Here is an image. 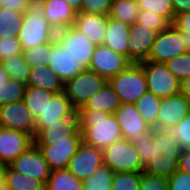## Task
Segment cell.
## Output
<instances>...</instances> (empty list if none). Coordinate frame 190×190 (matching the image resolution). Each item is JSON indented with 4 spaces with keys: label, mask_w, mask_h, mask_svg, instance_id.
I'll list each match as a JSON object with an SVG mask.
<instances>
[{
    "label": "cell",
    "mask_w": 190,
    "mask_h": 190,
    "mask_svg": "<svg viewBox=\"0 0 190 190\" xmlns=\"http://www.w3.org/2000/svg\"><path fill=\"white\" fill-rule=\"evenodd\" d=\"M161 101V98L147 91L135 103L140 115L152 128L157 129V116Z\"/></svg>",
    "instance_id": "cell-31"
},
{
    "label": "cell",
    "mask_w": 190,
    "mask_h": 190,
    "mask_svg": "<svg viewBox=\"0 0 190 190\" xmlns=\"http://www.w3.org/2000/svg\"><path fill=\"white\" fill-rule=\"evenodd\" d=\"M22 52L21 43L17 37L0 38V62Z\"/></svg>",
    "instance_id": "cell-43"
},
{
    "label": "cell",
    "mask_w": 190,
    "mask_h": 190,
    "mask_svg": "<svg viewBox=\"0 0 190 190\" xmlns=\"http://www.w3.org/2000/svg\"><path fill=\"white\" fill-rule=\"evenodd\" d=\"M4 166L0 165V190H6L5 178L3 176Z\"/></svg>",
    "instance_id": "cell-53"
},
{
    "label": "cell",
    "mask_w": 190,
    "mask_h": 190,
    "mask_svg": "<svg viewBox=\"0 0 190 190\" xmlns=\"http://www.w3.org/2000/svg\"><path fill=\"white\" fill-rule=\"evenodd\" d=\"M8 79H9V76L6 73L3 65L0 63V83H3V82H5Z\"/></svg>",
    "instance_id": "cell-51"
},
{
    "label": "cell",
    "mask_w": 190,
    "mask_h": 190,
    "mask_svg": "<svg viewBox=\"0 0 190 190\" xmlns=\"http://www.w3.org/2000/svg\"><path fill=\"white\" fill-rule=\"evenodd\" d=\"M180 93L190 101V75L180 81Z\"/></svg>",
    "instance_id": "cell-50"
},
{
    "label": "cell",
    "mask_w": 190,
    "mask_h": 190,
    "mask_svg": "<svg viewBox=\"0 0 190 190\" xmlns=\"http://www.w3.org/2000/svg\"><path fill=\"white\" fill-rule=\"evenodd\" d=\"M6 190H45V185L31 176L14 171L9 165L4 166Z\"/></svg>",
    "instance_id": "cell-27"
},
{
    "label": "cell",
    "mask_w": 190,
    "mask_h": 190,
    "mask_svg": "<svg viewBox=\"0 0 190 190\" xmlns=\"http://www.w3.org/2000/svg\"><path fill=\"white\" fill-rule=\"evenodd\" d=\"M55 38L68 49L87 69L96 45L73 25L56 31Z\"/></svg>",
    "instance_id": "cell-15"
},
{
    "label": "cell",
    "mask_w": 190,
    "mask_h": 190,
    "mask_svg": "<svg viewBox=\"0 0 190 190\" xmlns=\"http://www.w3.org/2000/svg\"><path fill=\"white\" fill-rule=\"evenodd\" d=\"M45 190H83V182L66 168L52 170L47 179Z\"/></svg>",
    "instance_id": "cell-30"
},
{
    "label": "cell",
    "mask_w": 190,
    "mask_h": 190,
    "mask_svg": "<svg viewBox=\"0 0 190 190\" xmlns=\"http://www.w3.org/2000/svg\"><path fill=\"white\" fill-rule=\"evenodd\" d=\"M139 13L137 0H112L108 16L131 26L136 23Z\"/></svg>",
    "instance_id": "cell-29"
},
{
    "label": "cell",
    "mask_w": 190,
    "mask_h": 190,
    "mask_svg": "<svg viewBox=\"0 0 190 190\" xmlns=\"http://www.w3.org/2000/svg\"><path fill=\"white\" fill-rule=\"evenodd\" d=\"M69 115H77L70 99L62 91L48 99L43 113L35 119V133L49 124L60 123L61 119Z\"/></svg>",
    "instance_id": "cell-19"
},
{
    "label": "cell",
    "mask_w": 190,
    "mask_h": 190,
    "mask_svg": "<svg viewBox=\"0 0 190 190\" xmlns=\"http://www.w3.org/2000/svg\"><path fill=\"white\" fill-rule=\"evenodd\" d=\"M26 85L41 87L55 94L63 91V82L47 65L31 68Z\"/></svg>",
    "instance_id": "cell-26"
},
{
    "label": "cell",
    "mask_w": 190,
    "mask_h": 190,
    "mask_svg": "<svg viewBox=\"0 0 190 190\" xmlns=\"http://www.w3.org/2000/svg\"><path fill=\"white\" fill-rule=\"evenodd\" d=\"M141 172H115L111 190H139Z\"/></svg>",
    "instance_id": "cell-38"
},
{
    "label": "cell",
    "mask_w": 190,
    "mask_h": 190,
    "mask_svg": "<svg viewBox=\"0 0 190 190\" xmlns=\"http://www.w3.org/2000/svg\"><path fill=\"white\" fill-rule=\"evenodd\" d=\"M167 182L168 190H190V173L177 169L167 178Z\"/></svg>",
    "instance_id": "cell-46"
},
{
    "label": "cell",
    "mask_w": 190,
    "mask_h": 190,
    "mask_svg": "<svg viewBox=\"0 0 190 190\" xmlns=\"http://www.w3.org/2000/svg\"><path fill=\"white\" fill-rule=\"evenodd\" d=\"M190 113V101L181 93L163 98L157 116V129L171 130Z\"/></svg>",
    "instance_id": "cell-17"
},
{
    "label": "cell",
    "mask_w": 190,
    "mask_h": 190,
    "mask_svg": "<svg viewBox=\"0 0 190 190\" xmlns=\"http://www.w3.org/2000/svg\"><path fill=\"white\" fill-rule=\"evenodd\" d=\"M121 104H135L148 91L141 63L131 62L122 72L108 80Z\"/></svg>",
    "instance_id": "cell-4"
},
{
    "label": "cell",
    "mask_w": 190,
    "mask_h": 190,
    "mask_svg": "<svg viewBox=\"0 0 190 190\" xmlns=\"http://www.w3.org/2000/svg\"><path fill=\"white\" fill-rule=\"evenodd\" d=\"M172 25L181 32L187 52H190V12L174 16Z\"/></svg>",
    "instance_id": "cell-45"
},
{
    "label": "cell",
    "mask_w": 190,
    "mask_h": 190,
    "mask_svg": "<svg viewBox=\"0 0 190 190\" xmlns=\"http://www.w3.org/2000/svg\"><path fill=\"white\" fill-rule=\"evenodd\" d=\"M114 114L123 138L132 143L152 128L140 115L135 104H121Z\"/></svg>",
    "instance_id": "cell-18"
},
{
    "label": "cell",
    "mask_w": 190,
    "mask_h": 190,
    "mask_svg": "<svg viewBox=\"0 0 190 190\" xmlns=\"http://www.w3.org/2000/svg\"><path fill=\"white\" fill-rule=\"evenodd\" d=\"M186 52L181 32L170 24L166 29L157 33L147 60L165 63Z\"/></svg>",
    "instance_id": "cell-8"
},
{
    "label": "cell",
    "mask_w": 190,
    "mask_h": 190,
    "mask_svg": "<svg viewBox=\"0 0 190 190\" xmlns=\"http://www.w3.org/2000/svg\"><path fill=\"white\" fill-rule=\"evenodd\" d=\"M30 0H4L1 2L0 7L17 11L19 13H25Z\"/></svg>",
    "instance_id": "cell-47"
},
{
    "label": "cell",
    "mask_w": 190,
    "mask_h": 190,
    "mask_svg": "<svg viewBox=\"0 0 190 190\" xmlns=\"http://www.w3.org/2000/svg\"><path fill=\"white\" fill-rule=\"evenodd\" d=\"M108 17L101 14L77 12L73 26L98 46L104 42Z\"/></svg>",
    "instance_id": "cell-23"
},
{
    "label": "cell",
    "mask_w": 190,
    "mask_h": 190,
    "mask_svg": "<svg viewBox=\"0 0 190 190\" xmlns=\"http://www.w3.org/2000/svg\"><path fill=\"white\" fill-rule=\"evenodd\" d=\"M44 17L55 31L74 24L77 11L65 0H42Z\"/></svg>",
    "instance_id": "cell-22"
},
{
    "label": "cell",
    "mask_w": 190,
    "mask_h": 190,
    "mask_svg": "<svg viewBox=\"0 0 190 190\" xmlns=\"http://www.w3.org/2000/svg\"><path fill=\"white\" fill-rule=\"evenodd\" d=\"M171 131L182 149L190 148V113L182 118Z\"/></svg>",
    "instance_id": "cell-41"
},
{
    "label": "cell",
    "mask_w": 190,
    "mask_h": 190,
    "mask_svg": "<svg viewBox=\"0 0 190 190\" xmlns=\"http://www.w3.org/2000/svg\"><path fill=\"white\" fill-rule=\"evenodd\" d=\"M114 173L108 166H101L82 181L83 190H111Z\"/></svg>",
    "instance_id": "cell-34"
},
{
    "label": "cell",
    "mask_w": 190,
    "mask_h": 190,
    "mask_svg": "<svg viewBox=\"0 0 190 190\" xmlns=\"http://www.w3.org/2000/svg\"><path fill=\"white\" fill-rule=\"evenodd\" d=\"M130 63L126 56L101 44L95 47L88 69L109 80L122 72Z\"/></svg>",
    "instance_id": "cell-11"
},
{
    "label": "cell",
    "mask_w": 190,
    "mask_h": 190,
    "mask_svg": "<svg viewBox=\"0 0 190 190\" xmlns=\"http://www.w3.org/2000/svg\"><path fill=\"white\" fill-rule=\"evenodd\" d=\"M133 144L144 172L167 179L178 169L183 149L171 130L151 128Z\"/></svg>",
    "instance_id": "cell-1"
},
{
    "label": "cell",
    "mask_w": 190,
    "mask_h": 190,
    "mask_svg": "<svg viewBox=\"0 0 190 190\" xmlns=\"http://www.w3.org/2000/svg\"><path fill=\"white\" fill-rule=\"evenodd\" d=\"M168 70L179 80L190 75V52L178 55L165 62Z\"/></svg>",
    "instance_id": "cell-39"
},
{
    "label": "cell",
    "mask_w": 190,
    "mask_h": 190,
    "mask_svg": "<svg viewBox=\"0 0 190 190\" xmlns=\"http://www.w3.org/2000/svg\"><path fill=\"white\" fill-rule=\"evenodd\" d=\"M9 166L16 172L22 173L41 181L46 185L51 174L49 164L46 162L41 150L32 144L25 152L21 153Z\"/></svg>",
    "instance_id": "cell-12"
},
{
    "label": "cell",
    "mask_w": 190,
    "mask_h": 190,
    "mask_svg": "<svg viewBox=\"0 0 190 190\" xmlns=\"http://www.w3.org/2000/svg\"><path fill=\"white\" fill-rule=\"evenodd\" d=\"M0 127L35 136V119L23 100L0 106Z\"/></svg>",
    "instance_id": "cell-13"
},
{
    "label": "cell",
    "mask_w": 190,
    "mask_h": 190,
    "mask_svg": "<svg viewBox=\"0 0 190 190\" xmlns=\"http://www.w3.org/2000/svg\"><path fill=\"white\" fill-rule=\"evenodd\" d=\"M139 190H168V182L166 178L141 172Z\"/></svg>",
    "instance_id": "cell-44"
},
{
    "label": "cell",
    "mask_w": 190,
    "mask_h": 190,
    "mask_svg": "<svg viewBox=\"0 0 190 190\" xmlns=\"http://www.w3.org/2000/svg\"><path fill=\"white\" fill-rule=\"evenodd\" d=\"M121 106L118 95L113 87L107 82L104 87L92 96L83 107L79 109H91L101 111L107 114L114 113Z\"/></svg>",
    "instance_id": "cell-25"
},
{
    "label": "cell",
    "mask_w": 190,
    "mask_h": 190,
    "mask_svg": "<svg viewBox=\"0 0 190 190\" xmlns=\"http://www.w3.org/2000/svg\"><path fill=\"white\" fill-rule=\"evenodd\" d=\"M77 115L82 141L85 144L104 149L123 138L121 127L114 113L78 109Z\"/></svg>",
    "instance_id": "cell-2"
},
{
    "label": "cell",
    "mask_w": 190,
    "mask_h": 190,
    "mask_svg": "<svg viewBox=\"0 0 190 190\" xmlns=\"http://www.w3.org/2000/svg\"><path fill=\"white\" fill-rule=\"evenodd\" d=\"M108 82L104 77L86 69L63 84V92L78 110Z\"/></svg>",
    "instance_id": "cell-5"
},
{
    "label": "cell",
    "mask_w": 190,
    "mask_h": 190,
    "mask_svg": "<svg viewBox=\"0 0 190 190\" xmlns=\"http://www.w3.org/2000/svg\"><path fill=\"white\" fill-rule=\"evenodd\" d=\"M157 32L134 23L129 31V60L140 63L148 59Z\"/></svg>",
    "instance_id": "cell-20"
},
{
    "label": "cell",
    "mask_w": 190,
    "mask_h": 190,
    "mask_svg": "<svg viewBox=\"0 0 190 190\" xmlns=\"http://www.w3.org/2000/svg\"><path fill=\"white\" fill-rule=\"evenodd\" d=\"M148 91L159 98L180 93V81L168 70L163 62L142 61Z\"/></svg>",
    "instance_id": "cell-7"
},
{
    "label": "cell",
    "mask_w": 190,
    "mask_h": 190,
    "mask_svg": "<svg viewBox=\"0 0 190 190\" xmlns=\"http://www.w3.org/2000/svg\"><path fill=\"white\" fill-rule=\"evenodd\" d=\"M178 169L183 172L190 173V148L183 149L180 159Z\"/></svg>",
    "instance_id": "cell-49"
},
{
    "label": "cell",
    "mask_w": 190,
    "mask_h": 190,
    "mask_svg": "<svg viewBox=\"0 0 190 190\" xmlns=\"http://www.w3.org/2000/svg\"><path fill=\"white\" fill-rule=\"evenodd\" d=\"M82 143V132L78 129L71 137L55 140L51 145L38 147L51 170L65 169Z\"/></svg>",
    "instance_id": "cell-9"
},
{
    "label": "cell",
    "mask_w": 190,
    "mask_h": 190,
    "mask_svg": "<svg viewBox=\"0 0 190 190\" xmlns=\"http://www.w3.org/2000/svg\"><path fill=\"white\" fill-rule=\"evenodd\" d=\"M136 23L143 25L157 33L166 29L170 23L161 15L150 11H140Z\"/></svg>",
    "instance_id": "cell-40"
},
{
    "label": "cell",
    "mask_w": 190,
    "mask_h": 190,
    "mask_svg": "<svg viewBox=\"0 0 190 190\" xmlns=\"http://www.w3.org/2000/svg\"><path fill=\"white\" fill-rule=\"evenodd\" d=\"M47 59V66L60 78L63 84L87 69L56 38L52 40V52Z\"/></svg>",
    "instance_id": "cell-10"
},
{
    "label": "cell",
    "mask_w": 190,
    "mask_h": 190,
    "mask_svg": "<svg viewBox=\"0 0 190 190\" xmlns=\"http://www.w3.org/2000/svg\"><path fill=\"white\" fill-rule=\"evenodd\" d=\"M131 26L108 17L103 45L129 59V31Z\"/></svg>",
    "instance_id": "cell-24"
},
{
    "label": "cell",
    "mask_w": 190,
    "mask_h": 190,
    "mask_svg": "<svg viewBox=\"0 0 190 190\" xmlns=\"http://www.w3.org/2000/svg\"><path fill=\"white\" fill-rule=\"evenodd\" d=\"M79 129L78 115H69L61 122L49 124L37 131L33 138L34 145H51L55 140L71 137Z\"/></svg>",
    "instance_id": "cell-21"
},
{
    "label": "cell",
    "mask_w": 190,
    "mask_h": 190,
    "mask_svg": "<svg viewBox=\"0 0 190 190\" xmlns=\"http://www.w3.org/2000/svg\"><path fill=\"white\" fill-rule=\"evenodd\" d=\"M52 52V41L23 50V56L30 68H35L38 65H48V56Z\"/></svg>",
    "instance_id": "cell-37"
},
{
    "label": "cell",
    "mask_w": 190,
    "mask_h": 190,
    "mask_svg": "<svg viewBox=\"0 0 190 190\" xmlns=\"http://www.w3.org/2000/svg\"><path fill=\"white\" fill-rule=\"evenodd\" d=\"M23 16V13L0 7V38L17 37Z\"/></svg>",
    "instance_id": "cell-32"
},
{
    "label": "cell",
    "mask_w": 190,
    "mask_h": 190,
    "mask_svg": "<svg viewBox=\"0 0 190 190\" xmlns=\"http://www.w3.org/2000/svg\"><path fill=\"white\" fill-rule=\"evenodd\" d=\"M0 63L3 65L9 78L15 79L16 81L22 82L24 84L27 83L31 68L25 61L23 52L14 55L9 59H5Z\"/></svg>",
    "instance_id": "cell-33"
},
{
    "label": "cell",
    "mask_w": 190,
    "mask_h": 190,
    "mask_svg": "<svg viewBox=\"0 0 190 190\" xmlns=\"http://www.w3.org/2000/svg\"><path fill=\"white\" fill-rule=\"evenodd\" d=\"M101 166H103L102 149L87 145L82 141L66 169L83 181Z\"/></svg>",
    "instance_id": "cell-14"
},
{
    "label": "cell",
    "mask_w": 190,
    "mask_h": 190,
    "mask_svg": "<svg viewBox=\"0 0 190 190\" xmlns=\"http://www.w3.org/2000/svg\"><path fill=\"white\" fill-rule=\"evenodd\" d=\"M112 0H82L81 8L77 12L101 14L108 16Z\"/></svg>",
    "instance_id": "cell-42"
},
{
    "label": "cell",
    "mask_w": 190,
    "mask_h": 190,
    "mask_svg": "<svg viewBox=\"0 0 190 190\" xmlns=\"http://www.w3.org/2000/svg\"><path fill=\"white\" fill-rule=\"evenodd\" d=\"M65 1L68 2L73 8H75L76 11H78L81 8L82 0H65Z\"/></svg>",
    "instance_id": "cell-52"
},
{
    "label": "cell",
    "mask_w": 190,
    "mask_h": 190,
    "mask_svg": "<svg viewBox=\"0 0 190 190\" xmlns=\"http://www.w3.org/2000/svg\"><path fill=\"white\" fill-rule=\"evenodd\" d=\"M54 94L55 93L41 87L26 85L23 101L34 119L43 113L48 99H51Z\"/></svg>",
    "instance_id": "cell-28"
},
{
    "label": "cell",
    "mask_w": 190,
    "mask_h": 190,
    "mask_svg": "<svg viewBox=\"0 0 190 190\" xmlns=\"http://www.w3.org/2000/svg\"><path fill=\"white\" fill-rule=\"evenodd\" d=\"M140 11H150L163 16L170 24L174 19L171 0H137Z\"/></svg>",
    "instance_id": "cell-36"
},
{
    "label": "cell",
    "mask_w": 190,
    "mask_h": 190,
    "mask_svg": "<svg viewBox=\"0 0 190 190\" xmlns=\"http://www.w3.org/2000/svg\"><path fill=\"white\" fill-rule=\"evenodd\" d=\"M55 36V29L44 17L42 0H30L17 36L22 50L46 44Z\"/></svg>",
    "instance_id": "cell-3"
},
{
    "label": "cell",
    "mask_w": 190,
    "mask_h": 190,
    "mask_svg": "<svg viewBox=\"0 0 190 190\" xmlns=\"http://www.w3.org/2000/svg\"><path fill=\"white\" fill-rule=\"evenodd\" d=\"M32 144L33 138L29 134L0 127V165H9Z\"/></svg>",
    "instance_id": "cell-16"
},
{
    "label": "cell",
    "mask_w": 190,
    "mask_h": 190,
    "mask_svg": "<svg viewBox=\"0 0 190 190\" xmlns=\"http://www.w3.org/2000/svg\"><path fill=\"white\" fill-rule=\"evenodd\" d=\"M26 84L9 78L0 83V106L23 100Z\"/></svg>",
    "instance_id": "cell-35"
},
{
    "label": "cell",
    "mask_w": 190,
    "mask_h": 190,
    "mask_svg": "<svg viewBox=\"0 0 190 190\" xmlns=\"http://www.w3.org/2000/svg\"><path fill=\"white\" fill-rule=\"evenodd\" d=\"M103 165L114 172H143L134 144L122 138L102 149Z\"/></svg>",
    "instance_id": "cell-6"
},
{
    "label": "cell",
    "mask_w": 190,
    "mask_h": 190,
    "mask_svg": "<svg viewBox=\"0 0 190 190\" xmlns=\"http://www.w3.org/2000/svg\"><path fill=\"white\" fill-rule=\"evenodd\" d=\"M174 16L190 12V0H171Z\"/></svg>",
    "instance_id": "cell-48"
}]
</instances>
